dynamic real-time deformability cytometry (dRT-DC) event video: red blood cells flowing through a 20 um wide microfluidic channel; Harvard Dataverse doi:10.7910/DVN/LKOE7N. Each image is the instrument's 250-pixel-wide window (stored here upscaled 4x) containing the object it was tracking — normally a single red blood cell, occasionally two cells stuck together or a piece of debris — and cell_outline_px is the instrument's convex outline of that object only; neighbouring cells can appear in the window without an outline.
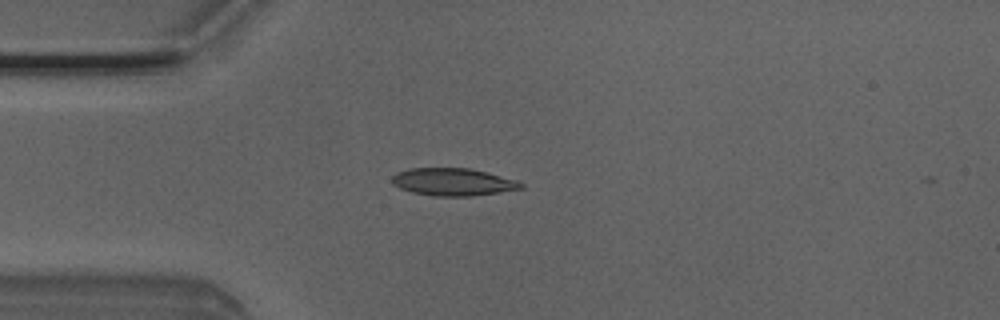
{"species": "Egyptian fruit bat (a non-hibernating species)", "species_latin": "Rousettus aegyptiacus", "temperature_condition": "room temperature", "stored_images_in_passage": 5, "camera_frame_rate_fps": 3000, "um_per_image_px": 0.085, "animal": {"sex": "male"}, "frame": {"image": 1, "passage_image": 4, "time_ms": 1.0, "image_size_px": [1000, 320], "cell_outline_px": [[524, 188], [500, 192], [472, 196], [432, 196], [412, 192], [400, 188], [392, 184], [392, 176], [396, 172], [408, 168], [468, 168], [488, 172], [516, 180], [524, 184]], "centroid_in_image_um": [38.49, 15.46], "position_along_channel_um": 46.5, "area_um2": 20.81}}